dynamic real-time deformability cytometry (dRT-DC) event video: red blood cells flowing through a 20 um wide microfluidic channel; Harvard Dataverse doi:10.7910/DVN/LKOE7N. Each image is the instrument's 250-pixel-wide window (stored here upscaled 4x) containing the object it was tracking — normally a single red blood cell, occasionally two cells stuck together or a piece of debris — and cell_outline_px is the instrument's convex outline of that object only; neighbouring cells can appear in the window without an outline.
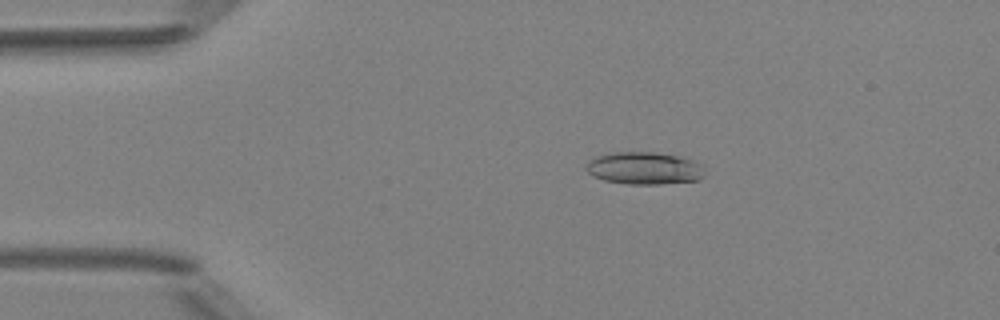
{"species": "Egyptian fruit bat (a non-hibernating species)", "species_latin": "Rousettus aegyptiacus", "temperature_condition": "room temperature", "stored_images_in_passage": 5, "camera_frame_rate_fps": 3000, "um_per_image_px": 0.085, "animal": {"sex": "female"}, "frame": {"image": 1, "passage_image": 3, "time_ms": 2.333, "image_size_px": [1000, 320], "cell_outline_px": [[704, 176], [696, 180], [660, 184], [628, 184], [604, 180], [588, 172], [584, 168], [588, 160], [596, 156], [612, 152], [656, 152], [676, 156], [692, 160], [704, 164]], "centroid_in_image_um": [54.76, 14.29], "position_along_channel_um": 30.2, "area_um2": 22.43}}
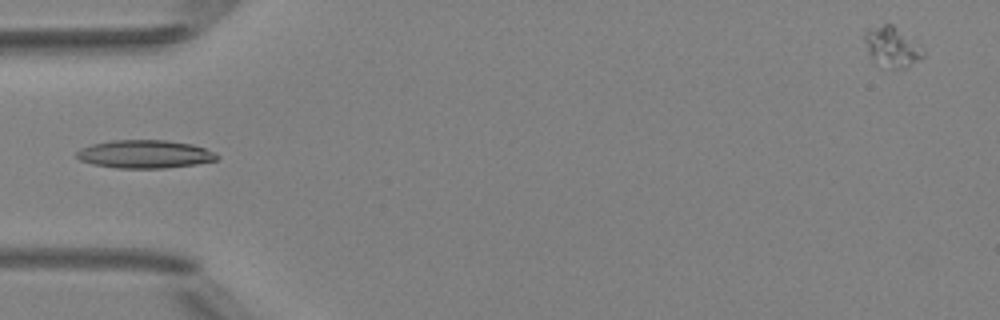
{"frame": {"image": 2, "passage_image": 5, "time_ms": 4.667, "image_size_px": [1000, 320], "cell_outline_px": [[220, 156], [216, 160], [196, 164], [164, 168], [116, 168], [92, 164], [80, 160], [76, 156], [76, 152], [80, 148], [92, 144], [112, 140], [164, 140], [192, 144], [216, 152]], "centroid_in_image_um": [12.3, 13.1], "position_along_channel_um": 72.7, "area_um2": 23.06}}